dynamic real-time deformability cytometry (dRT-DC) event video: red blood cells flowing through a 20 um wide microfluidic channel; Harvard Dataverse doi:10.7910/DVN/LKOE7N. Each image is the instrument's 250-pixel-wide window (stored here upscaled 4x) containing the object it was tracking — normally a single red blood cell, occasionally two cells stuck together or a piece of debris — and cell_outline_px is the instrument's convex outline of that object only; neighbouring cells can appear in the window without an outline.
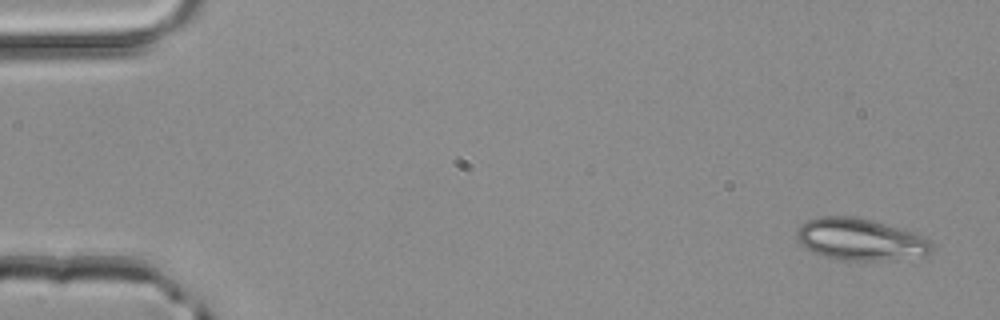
{"species": "common noctule bat (a hibernating species)", "species_latin": "Nyctalus noctula", "temperature_condition": "room temperature", "stored_images_in_passage": 2, "camera_frame_rate_fps": 3000, "um_per_image_px": 0.085, "animal": {"sex": "male", "body_mass_g": 20.4}, "frame": {"image": 1, "passage_image": 2, "time_ms": 0.333, "image_size_px": [1000, 320], "cell_outline_px": [[936, 248], [928, 256], [884, 260], [840, 260], [824, 256], [812, 252], [804, 248], [796, 240], [796, 228], [800, 224], [808, 220], [820, 216], [856, 216], [904, 228], [916, 232], [932, 240], [936, 244]], "centroid_in_image_um": [73.19, 20.35], "position_along_channel_um": 11.8, "area_um2": 33.99}}